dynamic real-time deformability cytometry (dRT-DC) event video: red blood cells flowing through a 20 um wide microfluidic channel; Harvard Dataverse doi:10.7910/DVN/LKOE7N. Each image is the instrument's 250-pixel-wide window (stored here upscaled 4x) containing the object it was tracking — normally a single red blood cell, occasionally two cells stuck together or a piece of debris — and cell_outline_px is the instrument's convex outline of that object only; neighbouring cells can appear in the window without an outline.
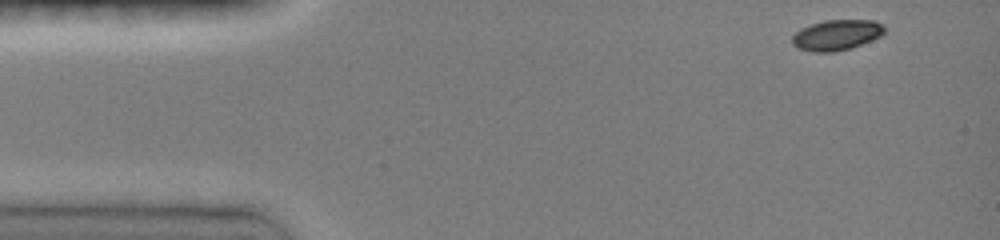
{"species": "common noctule bat (a hibernating species)", "species_latin": "Nyctalus noctula", "temperature_condition": "room temperature", "stored_images_in_passage": 60, "camera_frame_rate_fps": 3000, "um_per_image_px": 0.085, "animal": {"sex": "female", "body_mass_g": 19.0, "forearm_length_mm": 51.5}, "frame": {"image": 1, "passage_image": 1, "time_ms": 0.0, "image_size_px": [1000, 240], "cell_outline_px": [[884, 32], [880, 36], [872, 40], [852, 48], [832, 52], [812, 52], [796, 48], [792, 44], [792, 36], [800, 28], [824, 20], [876, 20], [884, 24]], "centroid_in_image_um": [71.11, 2.98], "position_along_channel_um": 13.9, "area_um2": 16.59}}
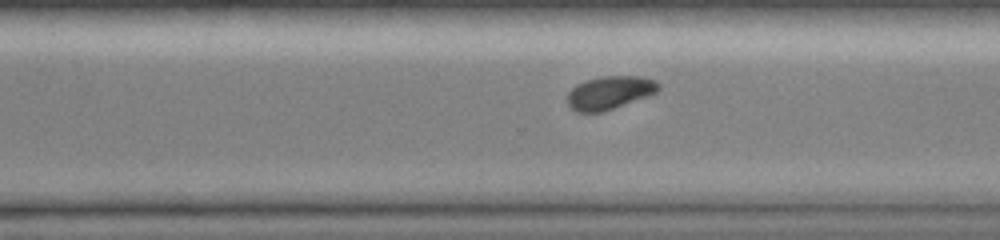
{"frame": {"image": 2, "passage_image": 44, "time_ms": 9.667, "image_size_px": [1000, 240], "cell_outline_px": [[660, 88], [656, 92], [648, 96], [604, 112], [576, 112], [568, 104], [568, 92], [576, 84], [584, 80], [604, 76], [640, 76], [656, 80], [660, 84]], "centroid_in_image_um": [51.83, 7.87], "position_along_channel_um": 318.8, "area_um2": 17.74}}
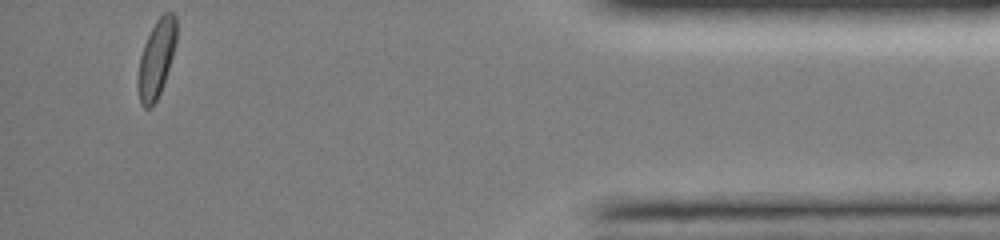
{"frame": {"image": 3, "passage_image": 59, "time_ms": 13.333, "image_size_px": [1000, 240], "cell_outline_px": [[176, 44], [160, 92], [156, 100], [148, 108], [144, 108], [140, 104], [136, 84], [136, 80], [140, 56], [144, 44], [156, 20], [164, 12], [172, 12], [176, 16]], "centroid_in_image_um": [13.26, 4.99], "position_along_channel_um": 421.9, "area_um2": 17.34}, "authors_computed_cell_mechanics": {"area_um2": 17.4556, "velocity_mm_per_s": 4.1383, "shape_relaxation_time_tau1_ms": 1.966, "shape_relaxation_time_tau2_ms": null, "deformation_change_tau1": 0.1371, "deformation_change_tau2": null}}